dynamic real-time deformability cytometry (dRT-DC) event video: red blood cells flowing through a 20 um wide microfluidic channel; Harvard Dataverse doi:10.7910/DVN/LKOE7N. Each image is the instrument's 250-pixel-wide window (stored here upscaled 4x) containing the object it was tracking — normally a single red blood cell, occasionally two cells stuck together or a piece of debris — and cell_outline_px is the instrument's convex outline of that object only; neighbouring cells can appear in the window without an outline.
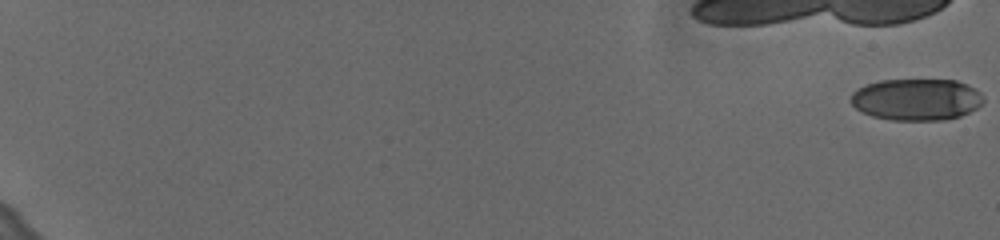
{"species": "human", "species_latin": "Homo sapiens", "temperature_condition": "cold", "stored_images_in_passage": 47, "camera_frame_rate_fps": 3000, "um_per_image_px": 0.085, "donor": {"sex": "female"}, "frame": {"image": 1, "passage_image": 1, "time_ms": 0.0, "image_size_px": [1000, 240], "cell_outline_px": [[984, 100], [976, 108], [960, 116], [944, 120], [892, 120], [872, 116], [856, 108], [852, 104], [852, 92], [868, 84], [880, 80], [956, 80], [980, 92], [984, 96]], "centroid_in_image_um": [77.91, 8.46], "position_along_channel_um": 7.1, "area_um2": 31.91}}
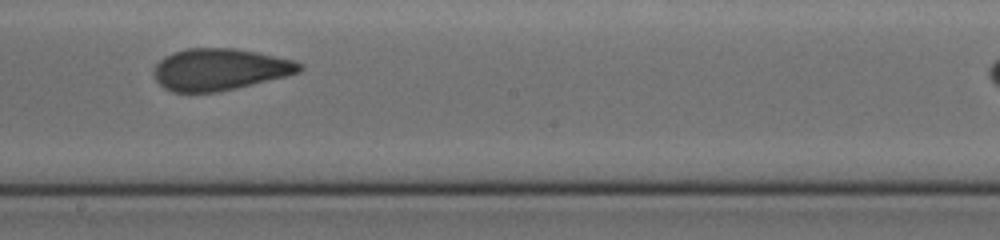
{"frame": {"image": 2, "passage_image": 32, "time_ms": 10.333, "image_size_px": [1000, 240], "cell_outline_px": [[304, 68], [300, 72], [288, 76], [236, 88], [216, 92], [172, 92], [164, 88], [156, 80], [152, 72], [156, 64], [164, 56], [188, 48], [236, 48], [296, 60], [304, 64]], "centroid_in_image_um": [18.71, 5.9], "position_along_channel_um": 229.5, "area_um2": 35.66}}
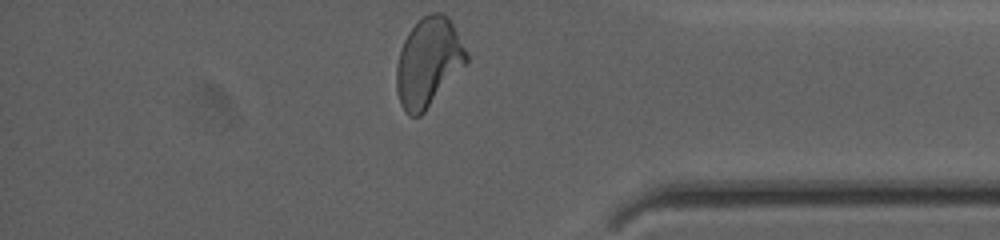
{"frame": {"image": 3, "passage_image": 47, "time_ms": 15.333, "image_size_px": [1000, 240], "cell_outline_px": [[468, 64], [424, 112], [420, 116], [412, 116], [400, 104], [396, 88], [396, 68], [400, 52], [404, 40], [408, 32], [424, 16], [432, 12], [444, 12], [448, 16], [468, 52]], "centroid_in_image_um": [36.44, 5.29], "position_along_channel_um": 398.8, "area_um2": 36.24}, "authors_computed_cell_mechanics": {"area_um2": 34.5644, "velocity_mm_per_s": 3.6301, "shape_relaxation_time_tau1_ms": 9.709, "shape_relaxation_time_tau2_ms": 1.1801, "deformation_change_tau1": 0.1838, "deformation_change_tau2": 0.0704}}